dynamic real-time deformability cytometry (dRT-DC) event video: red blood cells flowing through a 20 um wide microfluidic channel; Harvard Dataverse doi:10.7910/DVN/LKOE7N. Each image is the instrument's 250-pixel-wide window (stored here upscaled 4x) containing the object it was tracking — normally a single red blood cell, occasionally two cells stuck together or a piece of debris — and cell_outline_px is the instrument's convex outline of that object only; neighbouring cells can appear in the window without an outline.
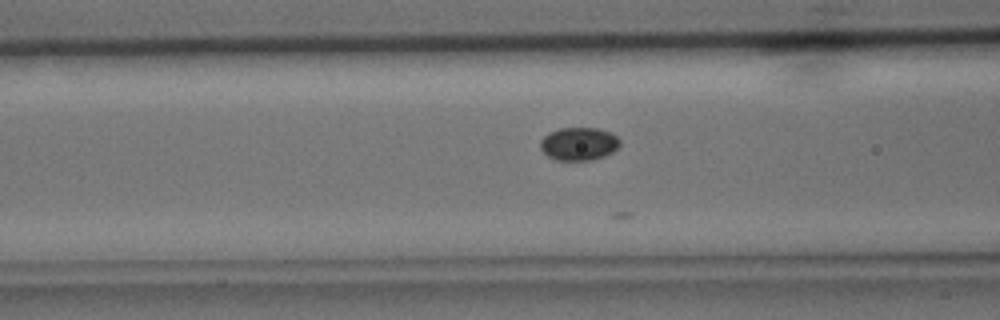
{"species": "common noctule bat (a hibernating species)", "species_latin": "Nyctalus noctula", "temperature_condition": "cold", "stored_images_in_passage": 11, "camera_frame_rate_fps": 3000, "um_per_image_px": 0.085, "animal": {"sex": "male", "body_mass_g": 15.6}, "frame": {"image": 1, "passage_image": 6, "time_ms": 1.667, "image_size_px": [1000, 320], "cell_outline_px": [[620, 144], [612, 152], [604, 156], [592, 160], [556, 160], [548, 156], [540, 148], [540, 140], [548, 132], [560, 128], [596, 128], [612, 132], [620, 140]], "centroid_in_image_um": [49.19, 12.22], "position_along_channel_um": 117.4, "area_um2": 15.37}}